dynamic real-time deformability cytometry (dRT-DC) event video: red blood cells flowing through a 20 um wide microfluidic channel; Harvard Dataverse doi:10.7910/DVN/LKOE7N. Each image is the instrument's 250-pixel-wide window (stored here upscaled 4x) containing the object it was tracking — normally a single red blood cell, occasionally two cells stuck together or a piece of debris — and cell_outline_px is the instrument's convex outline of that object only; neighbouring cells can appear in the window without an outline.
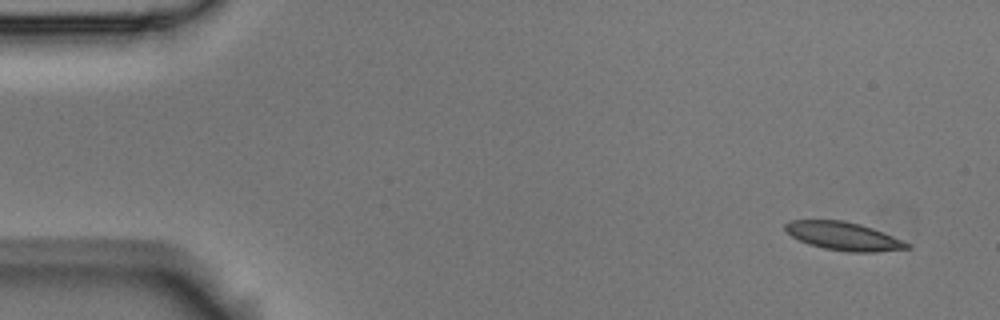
{"species": "Egyptian fruit bat (a non-hibernating species)", "species_latin": "Rousettus aegyptiacus", "temperature_condition": "room temperature", "stored_images_in_passage": 4, "camera_frame_rate_fps": 3000, "um_per_image_px": 0.085, "animal": {"sex": "male"}, "frame": {"image": 1, "passage_image": 1, "time_ms": 0.0, "image_size_px": [1000, 320], "cell_outline_px": [[912, 248], [876, 252], [848, 252], [824, 248], [808, 244], [792, 236], [784, 228], [784, 224], [792, 220], [844, 220], [860, 224], [872, 228], [912, 244]], "centroid_in_image_um": [71.72, 20.08], "position_along_channel_um": 13.3, "area_um2": 20.0}}
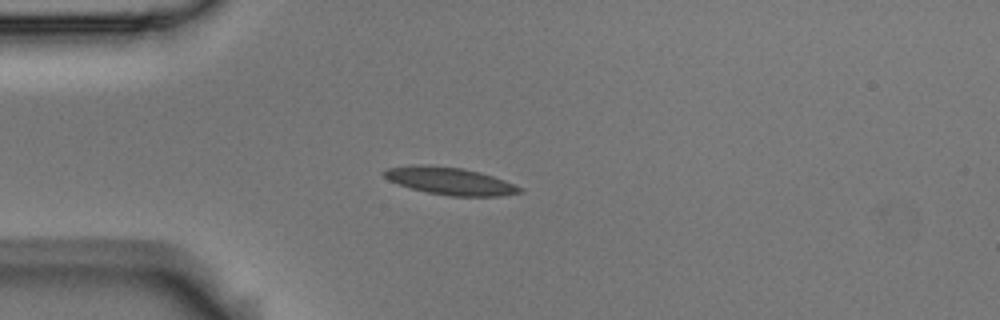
{"frame": {"image": 2, "passage_image": 4, "time_ms": 1.0, "image_size_px": [1000, 320], "cell_outline_px": [[524, 192], [500, 196], [448, 196], [428, 192], [412, 188], [388, 180], [380, 172], [388, 168], [412, 164], [428, 164], [464, 168], [480, 172], [504, 180], [524, 188]], "centroid_in_image_um": [38.25, 15.37], "position_along_channel_um": 46.7, "area_um2": 21.85}}